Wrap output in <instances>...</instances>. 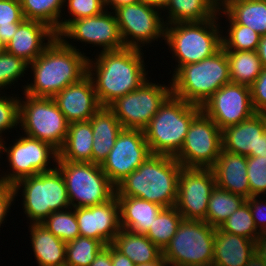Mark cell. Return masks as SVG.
I'll return each instance as SVG.
<instances>
[{"mask_svg": "<svg viewBox=\"0 0 266 266\" xmlns=\"http://www.w3.org/2000/svg\"><path fill=\"white\" fill-rule=\"evenodd\" d=\"M141 50L125 47L101 51L94 61L88 58L87 75L93 81L102 107H108L117 98L134 91L148 80Z\"/></svg>", "mask_w": 266, "mask_h": 266, "instance_id": "obj_1", "label": "cell"}, {"mask_svg": "<svg viewBox=\"0 0 266 266\" xmlns=\"http://www.w3.org/2000/svg\"><path fill=\"white\" fill-rule=\"evenodd\" d=\"M78 50V51H77ZM65 39L56 36L31 63L33 82L24 93L33 97L53 98L68 85L87 75L88 57Z\"/></svg>", "mask_w": 266, "mask_h": 266, "instance_id": "obj_2", "label": "cell"}, {"mask_svg": "<svg viewBox=\"0 0 266 266\" xmlns=\"http://www.w3.org/2000/svg\"><path fill=\"white\" fill-rule=\"evenodd\" d=\"M181 168L174 156L151 154L116 186L115 195L141 198L164 208L174 207Z\"/></svg>", "mask_w": 266, "mask_h": 266, "instance_id": "obj_3", "label": "cell"}, {"mask_svg": "<svg viewBox=\"0 0 266 266\" xmlns=\"http://www.w3.org/2000/svg\"><path fill=\"white\" fill-rule=\"evenodd\" d=\"M228 83H231L229 64L223 47L200 62L181 66L170 82L173 96L200 107Z\"/></svg>", "mask_w": 266, "mask_h": 266, "instance_id": "obj_4", "label": "cell"}, {"mask_svg": "<svg viewBox=\"0 0 266 266\" xmlns=\"http://www.w3.org/2000/svg\"><path fill=\"white\" fill-rule=\"evenodd\" d=\"M201 111L200 106L171 95L143 129L151 154L175 156L182 148L192 120Z\"/></svg>", "mask_w": 266, "mask_h": 266, "instance_id": "obj_5", "label": "cell"}, {"mask_svg": "<svg viewBox=\"0 0 266 266\" xmlns=\"http://www.w3.org/2000/svg\"><path fill=\"white\" fill-rule=\"evenodd\" d=\"M218 14L202 22H178L165 26L164 40L178 62L174 72L181 66L211 57L222 48V34H219L222 32L216 24Z\"/></svg>", "mask_w": 266, "mask_h": 266, "instance_id": "obj_6", "label": "cell"}, {"mask_svg": "<svg viewBox=\"0 0 266 266\" xmlns=\"http://www.w3.org/2000/svg\"><path fill=\"white\" fill-rule=\"evenodd\" d=\"M13 186L16 195L23 188V210L30 223H41L52 212L71 208L64 177L56 165L53 170L23 178Z\"/></svg>", "mask_w": 266, "mask_h": 266, "instance_id": "obj_7", "label": "cell"}, {"mask_svg": "<svg viewBox=\"0 0 266 266\" xmlns=\"http://www.w3.org/2000/svg\"><path fill=\"white\" fill-rule=\"evenodd\" d=\"M55 163L64 177L71 208L100 205L115 196L116 187L107 178L101 165L65 160Z\"/></svg>", "mask_w": 266, "mask_h": 266, "instance_id": "obj_8", "label": "cell"}, {"mask_svg": "<svg viewBox=\"0 0 266 266\" xmlns=\"http://www.w3.org/2000/svg\"><path fill=\"white\" fill-rule=\"evenodd\" d=\"M215 227L201 220L183 219L175 235L162 251L167 266L212 264Z\"/></svg>", "mask_w": 266, "mask_h": 266, "instance_id": "obj_9", "label": "cell"}, {"mask_svg": "<svg viewBox=\"0 0 266 266\" xmlns=\"http://www.w3.org/2000/svg\"><path fill=\"white\" fill-rule=\"evenodd\" d=\"M24 95L26 101L20 100L19 114L24 134L49 143L59 151L67 137L69 123L65 116L53 98Z\"/></svg>", "mask_w": 266, "mask_h": 266, "instance_id": "obj_10", "label": "cell"}, {"mask_svg": "<svg viewBox=\"0 0 266 266\" xmlns=\"http://www.w3.org/2000/svg\"><path fill=\"white\" fill-rule=\"evenodd\" d=\"M172 95V86L146 80L139 88L117 98L108 108L114 113L123 129L143 130Z\"/></svg>", "mask_w": 266, "mask_h": 266, "instance_id": "obj_11", "label": "cell"}, {"mask_svg": "<svg viewBox=\"0 0 266 266\" xmlns=\"http://www.w3.org/2000/svg\"><path fill=\"white\" fill-rule=\"evenodd\" d=\"M222 151V130L201 111L189 126L174 158L184 168H211Z\"/></svg>", "mask_w": 266, "mask_h": 266, "instance_id": "obj_12", "label": "cell"}, {"mask_svg": "<svg viewBox=\"0 0 266 266\" xmlns=\"http://www.w3.org/2000/svg\"><path fill=\"white\" fill-rule=\"evenodd\" d=\"M158 10L144 1L114 10L125 47L141 49V44H150L161 37L165 39L166 21Z\"/></svg>", "mask_w": 266, "mask_h": 266, "instance_id": "obj_13", "label": "cell"}, {"mask_svg": "<svg viewBox=\"0 0 266 266\" xmlns=\"http://www.w3.org/2000/svg\"><path fill=\"white\" fill-rule=\"evenodd\" d=\"M3 151L7 153L12 173H4L5 175L0 177V182L11 185L23 178L53 170L54 168L47 167L50 159L54 158V162L58 159V151L49 143L26 135L21 136L8 148L2 141L1 152Z\"/></svg>", "mask_w": 266, "mask_h": 266, "instance_id": "obj_14", "label": "cell"}, {"mask_svg": "<svg viewBox=\"0 0 266 266\" xmlns=\"http://www.w3.org/2000/svg\"><path fill=\"white\" fill-rule=\"evenodd\" d=\"M150 155L143 130L123 129L118 134L107 158L101 164V168L116 187Z\"/></svg>", "mask_w": 266, "mask_h": 266, "instance_id": "obj_15", "label": "cell"}, {"mask_svg": "<svg viewBox=\"0 0 266 266\" xmlns=\"http://www.w3.org/2000/svg\"><path fill=\"white\" fill-rule=\"evenodd\" d=\"M215 186L211 168H181L175 207L183 219L205 220L210 195Z\"/></svg>", "mask_w": 266, "mask_h": 266, "instance_id": "obj_16", "label": "cell"}, {"mask_svg": "<svg viewBox=\"0 0 266 266\" xmlns=\"http://www.w3.org/2000/svg\"><path fill=\"white\" fill-rule=\"evenodd\" d=\"M201 109L221 130L239 124L256 113L250 87L236 83L222 86L201 106Z\"/></svg>", "mask_w": 266, "mask_h": 266, "instance_id": "obj_17", "label": "cell"}, {"mask_svg": "<svg viewBox=\"0 0 266 266\" xmlns=\"http://www.w3.org/2000/svg\"><path fill=\"white\" fill-rule=\"evenodd\" d=\"M111 13L113 12L106 9L96 16L72 20L57 36L60 39L68 37L103 47V52L123 49L125 45L119 26L115 14Z\"/></svg>", "mask_w": 266, "mask_h": 266, "instance_id": "obj_18", "label": "cell"}, {"mask_svg": "<svg viewBox=\"0 0 266 266\" xmlns=\"http://www.w3.org/2000/svg\"><path fill=\"white\" fill-rule=\"evenodd\" d=\"M80 236L101 241L105 246L114 242L121 229L120 206L116 195L106 203L75 208Z\"/></svg>", "mask_w": 266, "mask_h": 266, "instance_id": "obj_19", "label": "cell"}, {"mask_svg": "<svg viewBox=\"0 0 266 266\" xmlns=\"http://www.w3.org/2000/svg\"><path fill=\"white\" fill-rule=\"evenodd\" d=\"M53 100L67 122H85L102 107L98 101L92 79L86 75L79 82L68 85Z\"/></svg>", "mask_w": 266, "mask_h": 266, "instance_id": "obj_20", "label": "cell"}, {"mask_svg": "<svg viewBox=\"0 0 266 266\" xmlns=\"http://www.w3.org/2000/svg\"><path fill=\"white\" fill-rule=\"evenodd\" d=\"M47 24L36 20H24L16 30L5 50L26 62H33L56 37ZM48 38V39H47ZM46 39L48 42L43 43Z\"/></svg>", "mask_w": 266, "mask_h": 266, "instance_id": "obj_21", "label": "cell"}, {"mask_svg": "<svg viewBox=\"0 0 266 266\" xmlns=\"http://www.w3.org/2000/svg\"><path fill=\"white\" fill-rule=\"evenodd\" d=\"M266 132L263 113L222 130V150L243 156H258L260 139Z\"/></svg>", "mask_w": 266, "mask_h": 266, "instance_id": "obj_22", "label": "cell"}, {"mask_svg": "<svg viewBox=\"0 0 266 266\" xmlns=\"http://www.w3.org/2000/svg\"><path fill=\"white\" fill-rule=\"evenodd\" d=\"M216 186L245 199L250 197V185L247 176V156L222 150L211 167Z\"/></svg>", "mask_w": 266, "mask_h": 266, "instance_id": "obj_23", "label": "cell"}, {"mask_svg": "<svg viewBox=\"0 0 266 266\" xmlns=\"http://www.w3.org/2000/svg\"><path fill=\"white\" fill-rule=\"evenodd\" d=\"M255 252L254 240L216 228L212 261L216 266H246Z\"/></svg>", "mask_w": 266, "mask_h": 266, "instance_id": "obj_24", "label": "cell"}, {"mask_svg": "<svg viewBox=\"0 0 266 266\" xmlns=\"http://www.w3.org/2000/svg\"><path fill=\"white\" fill-rule=\"evenodd\" d=\"M93 131L92 163L101 165L107 158L118 134L121 123L108 107H101L90 119Z\"/></svg>", "mask_w": 266, "mask_h": 266, "instance_id": "obj_25", "label": "cell"}, {"mask_svg": "<svg viewBox=\"0 0 266 266\" xmlns=\"http://www.w3.org/2000/svg\"><path fill=\"white\" fill-rule=\"evenodd\" d=\"M116 197L120 206L121 228L138 234L145 235L159 212L164 208L137 197Z\"/></svg>", "mask_w": 266, "mask_h": 266, "instance_id": "obj_26", "label": "cell"}, {"mask_svg": "<svg viewBox=\"0 0 266 266\" xmlns=\"http://www.w3.org/2000/svg\"><path fill=\"white\" fill-rule=\"evenodd\" d=\"M30 239L39 266L65 265L66 242L53 235L42 223H30Z\"/></svg>", "mask_w": 266, "mask_h": 266, "instance_id": "obj_27", "label": "cell"}, {"mask_svg": "<svg viewBox=\"0 0 266 266\" xmlns=\"http://www.w3.org/2000/svg\"><path fill=\"white\" fill-rule=\"evenodd\" d=\"M112 245L135 264L165 261L162 251L143 234L121 228Z\"/></svg>", "mask_w": 266, "mask_h": 266, "instance_id": "obj_28", "label": "cell"}, {"mask_svg": "<svg viewBox=\"0 0 266 266\" xmlns=\"http://www.w3.org/2000/svg\"><path fill=\"white\" fill-rule=\"evenodd\" d=\"M93 131L89 121L68 125L67 137L57 160L92 162Z\"/></svg>", "mask_w": 266, "mask_h": 266, "instance_id": "obj_29", "label": "cell"}, {"mask_svg": "<svg viewBox=\"0 0 266 266\" xmlns=\"http://www.w3.org/2000/svg\"><path fill=\"white\" fill-rule=\"evenodd\" d=\"M226 13L235 23L266 35V0H233L218 10Z\"/></svg>", "mask_w": 266, "mask_h": 266, "instance_id": "obj_30", "label": "cell"}, {"mask_svg": "<svg viewBox=\"0 0 266 266\" xmlns=\"http://www.w3.org/2000/svg\"><path fill=\"white\" fill-rule=\"evenodd\" d=\"M165 9L169 10L166 25L206 21L212 19L218 11L212 0H170Z\"/></svg>", "mask_w": 266, "mask_h": 266, "instance_id": "obj_31", "label": "cell"}, {"mask_svg": "<svg viewBox=\"0 0 266 266\" xmlns=\"http://www.w3.org/2000/svg\"><path fill=\"white\" fill-rule=\"evenodd\" d=\"M231 83L251 86L261 74L257 51L226 50Z\"/></svg>", "mask_w": 266, "mask_h": 266, "instance_id": "obj_32", "label": "cell"}, {"mask_svg": "<svg viewBox=\"0 0 266 266\" xmlns=\"http://www.w3.org/2000/svg\"><path fill=\"white\" fill-rule=\"evenodd\" d=\"M245 201L244 197L215 186L210 195L204 221L212 227H220Z\"/></svg>", "mask_w": 266, "mask_h": 266, "instance_id": "obj_33", "label": "cell"}, {"mask_svg": "<svg viewBox=\"0 0 266 266\" xmlns=\"http://www.w3.org/2000/svg\"><path fill=\"white\" fill-rule=\"evenodd\" d=\"M23 16L26 20H36L47 24L56 35L59 34L63 0H20Z\"/></svg>", "mask_w": 266, "mask_h": 266, "instance_id": "obj_34", "label": "cell"}, {"mask_svg": "<svg viewBox=\"0 0 266 266\" xmlns=\"http://www.w3.org/2000/svg\"><path fill=\"white\" fill-rule=\"evenodd\" d=\"M183 217L177 208H163L145 234L161 251L175 235Z\"/></svg>", "mask_w": 266, "mask_h": 266, "instance_id": "obj_35", "label": "cell"}, {"mask_svg": "<svg viewBox=\"0 0 266 266\" xmlns=\"http://www.w3.org/2000/svg\"><path fill=\"white\" fill-rule=\"evenodd\" d=\"M104 247L105 245L99 240L78 236L66 243L65 265L90 266Z\"/></svg>", "mask_w": 266, "mask_h": 266, "instance_id": "obj_36", "label": "cell"}, {"mask_svg": "<svg viewBox=\"0 0 266 266\" xmlns=\"http://www.w3.org/2000/svg\"><path fill=\"white\" fill-rule=\"evenodd\" d=\"M230 28L227 36L222 37L225 50L257 51L261 35L248 26L235 23L226 13Z\"/></svg>", "mask_w": 266, "mask_h": 266, "instance_id": "obj_37", "label": "cell"}, {"mask_svg": "<svg viewBox=\"0 0 266 266\" xmlns=\"http://www.w3.org/2000/svg\"><path fill=\"white\" fill-rule=\"evenodd\" d=\"M71 209V210H69ZM52 212L41 222L53 235L64 242H69L80 236L75 208Z\"/></svg>", "mask_w": 266, "mask_h": 266, "instance_id": "obj_38", "label": "cell"}, {"mask_svg": "<svg viewBox=\"0 0 266 266\" xmlns=\"http://www.w3.org/2000/svg\"><path fill=\"white\" fill-rule=\"evenodd\" d=\"M229 232L256 241L260 232L256 228L249 204L245 201L219 227Z\"/></svg>", "mask_w": 266, "mask_h": 266, "instance_id": "obj_39", "label": "cell"}, {"mask_svg": "<svg viewBox=\"0 0 266 266\" xmlns=\"http://www.w3.org/2000/svg\"><path fill=\"white\" fill-rule=\"evenodd\" d=\"M24 20L20 0H0V38L5 46Z\"/></svg>", "mask_w": 266, "mask_h": 266, "instance_id": "obj_40", "label": "cell"}, {"mask_svg": "<svg viewBox=\"0 0 266 266\" xmlns=\"http://www.w3.org/2000/svg\"><path fill=\"white\" fill-rule=\"evenodd\" d=\"M64 3H67L65 6L68 5V12H70L73 17H71L70 19L64 18V21H62L61 19L59 33L72 20L96 16L106 10L105 0H67Z\"/></svg>", "mask_w": 266, "mask_h": 266, "instance_id": "obj_41", "label": "cell"}, {"mask_svg": "<svg viewBox=\"0 0 266 266\" xmlns=\"http://www.w3.org/2000/svg\"><path fill=\"white\" fill-rule=\"evenodd\" d=\"M27 68H29V63L23 58L17 57L6 50L0 53L2 89L11 86L12 83L14 84V81H17L19 77H23Z\"/></svg>", "mask_w": 266, "mask_h": 266, "instance_id": "obj_42", "label": "cell"}, {"mask_svg": "<svg viewBox=\"0 0 266 266\" xmlns=\"http://www.w3.org/2000/svg\"><path fill=\"white\" fill-rule=\"evenodd\" d=\"M247 176L250 197L266 194V157L247 156Z\"/></svg>", "mask_w": 266, "mask_h": 266, "instance_id": "obj_43", "label": "cell"}, {"mask_svg": "<svg viewBox=\"0 0 266 266\" xmlns=\"http://www.w3.org/2000/svg\"><path fill=\"white\" fill-rule=\"evenodd\" d=\"M0 96V140L5 130L16 128L19 124L20 100L19 97ZM3 131V132H2Z\"/></svg>", "mask_w": 266, "mask_h": 266, "instance_id": "obj_44", "label": "cell"}, {"mask_svg": "<svg viewBox=\"0 0 266 266\" xmlns=\"http://www.w3.org/2000/svg\"><path fill=\"white\" fill-rule=\"evenodd\" d=\"M252 104L256 113H266V68L250 86Z\"/></svg>", "mask_w": 266, "mask_h": 266, "instance_id": "obj_45", "label": "cell"}, {"mask_svg": "<svg viewBox=\"0 0 266 266\" xmlns=\"http://www.w3.org/2000/svg\"><path fill=\"white\" fill-rule=\"evenodd\" d=\"M246 202L249 204L256 228H259L258 229L259 232L265 231L266 230V202L264 203V201H259V199H257V196L249 197L248 199H246Z\"/></svg>", "mask_w": 266, "mask_h": 266, "instance_id": "obj_46", "label": "cell"}, {"mask_svg": "<svg viewBox=\"0 0 266 266\" xmlns=\"http://www.w3.org/2000/svg\"><path fill=\"white\" fill-rule=\"evenodd\" d=\"M15 196L13 185L0 182V226L9 212Z\"/></svg>", "mask_w": 266, "mask_h": 266, "instance_id": "obj_47", "label": "cell"}, {"mask_svg": "<svg viewBox=\"0 0 266 266\" xmlns=\"http://www.w3.org/2000/svg\"><path fill=\"white\" fill-rule=\"evenodd\" d=\"M90 266H112L111 244H108L103 249H101Z\"/></svg>", "mask_w": 266, "mask_h": 266, "instance_id": "obj_48", "label": "cell"}, {"mask_svg": "<svg viewBox=\"0 0 266 266\" xmlns=\"http://www.w3.org/2000/svg\"><path fill=\"white\" fill-rule=\"evenodd\" d=\"M111 261L112 266H134L135 263L132 262L127 256L123 255L119 252L112 244H111Z\"/></svg>", "mask_w": 266, "mask_h": 266, "instance_id": "obj_49", "label": "cell"}, {"mask_svg": "<svg viewBox=\"0 0 266 266\" xmlns=\"http://www.w3.org/2000/svg\"><path fill=\"white\" fill-rule=\"evenodd\" d=\"M255 251L258 256L266 264V230L260 232L258 238L255 241Z\"/></svg>", "mask_w": 266, "mask_h": 266, "instance_id": "obj_50", "label": "cell"}, {"mask_svg": "<svg viewBox=\"0 0 266 266\" xmlns=\"http://www.w3.org/2000/svg\"><path fill=\"white\" fill-rule=\"evenodd\" d=\"M257 54L261 61L262 67L266 68V35H263L260 38Z\"/></svg>", "mask_w": 266, "mask_h": 266, "instance_id": "obj_51", "label": "cell"}, {"mask_svg": "<svg viewBox=\"0 0 266 266\" xmlns=\"http://www.w3.org/2000/svg\"><path fill=\"white\" fill-rule=\"evenodd\" d=\"M141 1L143 0H105V6L107 8V6L110 5L114 11L116 8H119L121 6L129 5V4H136Z\"/></svg>", "mask_w": 266, "mask_h": 266, "instance_id": "obj_52", "label": "cell"}, {"mask_svg": "<svg viewBox=\"0 0 266 266\" xmlns=\"http://www.w3.org/2000/svg\"><path fill=\"white\" fill-rule=\"evenodd\" d=\"M143 1L146 2L148 5L154 6L164 11L170 2V0H143Z\"/></svg>", "mask_w": 266, "mask_h": 266, "instance_id": "obj_53", "label": "cell"}, {"mask_svg": "<svg viewBox=\"0 0 266 266\" xmlns=\"http://www.w3.org/2000/svg\"><path fill=\"white\" fill-rule=\"evenodd\" d=\"M246 266H266V264L263 262V260L255 252L254 255L248 261V264Z\"/></svg>", "mask_w": 266, "mask_h": 266, "instance_id": "obj_54", "label": "cell"}, {"mask_svg": "<svg viewBox=\"0 0 266 266\" xmlns=\"http://www.w3.org/2000/svg\"><path fill=\"white\" fill-rule=\"evenodd\" d=\"M258 156L266 157V132L262 135V139H260Z\"/></svg>", "mask_w": 266, "mask_h": 266, "instance_id": "obj_55", "label": "cell"}, {"mask_svg": "<svg viewBox=\"0 0 266 266\" xmlns=\"http://www.w3.org/2000/svg\"><path fill=\"white\" fill-rule=\"evenodd\" d=\"M231 1L233 0H212V3L217 10H221V7L223 8Z\"/></svg>", "mask_w": 266, "mask_h": 266, "instance_id": "obj_56", "label": "cell"}, {"mask_svg": "<svg viewBox=\"0 0 266 266\" xmlns=\"http://www.w3.org/2000/svg\"><path fill=\"white\" fill-rule=\"evenodd\" d=\"M134 266H167V263L164 262H150V263H140L135 264Z\"/></svg>", "mask_w": 266, "mask_h": 266, "instance_id": "obj_57", "label": "cell"}, {"mask_svg": "<svg viewBox=\"0 0 266 266\" xmlns=\"http://www.w3.org/2000/svg\"><path fill=\"white\" fill-rule=\"evenodd\" d=\"M4 50H5V45L0 38V53H2Z\"/></svg>", "mask_w": 266, "mask_h": 266, "instance_id": "obj_58", "label": "cell"}, {"mask_svg": "<svg viewBox=\"0 0 266 266\" xmlns=\"http://www.w3.org/2000/svg\"><path fill=\"white\" fill-rule=\"evenodd\" d=\"M0 90H2V75H1V69H0Z\"/></svg>", "mask_w": 266, "mask_h": 266, "instance_id": "obj_59", "label": "cell"}, {"mask_svg": "<svg viewBox=\"0 0 266 266\" xmlns=\"http://www.w3.org/2000/svg\"><path fill=\"white\" fill-rule=\"evenodd\" d=\"M264 116V123H265V129H266V113H263Z\"/></svg>", "mask_w": 266, "mask_h": 266, "instance_id": "obj_60", "label": "cell"}, {"mask_svg": "<svg viewBox=\"0 0 266 266\" xmlns=\"http://www.w3.org/2000/svg\"><path fill=\"white\" fill-rule=\"evenodd\" d=\"M202 266H216L215 264H209V265H202Z\"/></svg>", "mask_w": 266, "mask_h": 266, "instance_id": "obj_61", "label": "cell"}, {"mask_svg": "<svg viewBox=\"0 0 266 266\" xmlns=\"http://www.w3.org/2000/svg\"><path fill=\"white\" fill-rule=\"evenodd\" d=\"M1 143H2V141L0 140V153H1ZM1 156V155H0Z\"/></svg>", "mask_w": 266, "mask_h": 266, "instance_id": "obj_62", "label": "cell"}]
</instances>
